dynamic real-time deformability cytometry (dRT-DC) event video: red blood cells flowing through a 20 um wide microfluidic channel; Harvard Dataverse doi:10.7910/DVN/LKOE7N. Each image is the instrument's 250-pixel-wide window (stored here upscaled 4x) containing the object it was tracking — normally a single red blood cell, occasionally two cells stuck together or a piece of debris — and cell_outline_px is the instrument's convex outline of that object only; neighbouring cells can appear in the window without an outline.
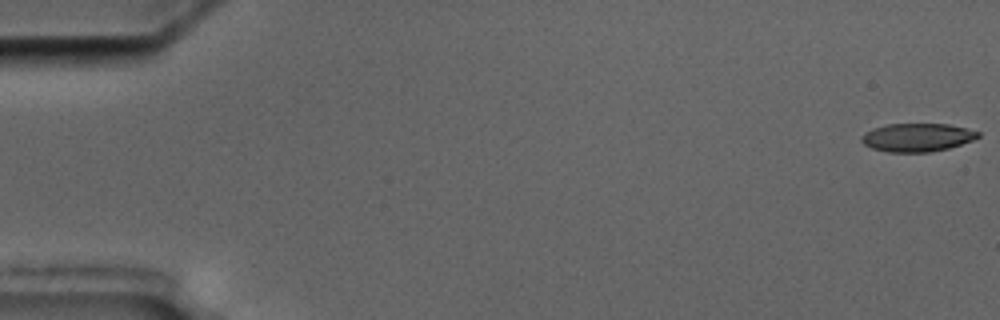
{"species": "common noctule bat (a hibernating species)", "species_latin": "Nyctalus noctula", "temperature_condition": "cold", "stored_images_in_passage": 6, "camera_frame_rate_fps": 3000, "um_per_image_px": 0.085, "animal": {"sex": "male", "body_mass_g": 17.5, "forearm_length_mm": 52.3}, "frame": {"image": 1, "passage_image": 1, "time_ms": 0.0, "image_size_px": [1000, 320], "cell_outline_px": [[980, 136], [972, 140], [948, 148], [928, 152], [888, 152], [872, 148], [864, 144], [860, 140], [860, 136], [864, 132], [872, 128], [888, 124], [948, 124], [980, 132]], "centroid_in_image_um": [77.91, 11.68], "position_along_channel_um": 7.1, "area_um2": 19.13}}
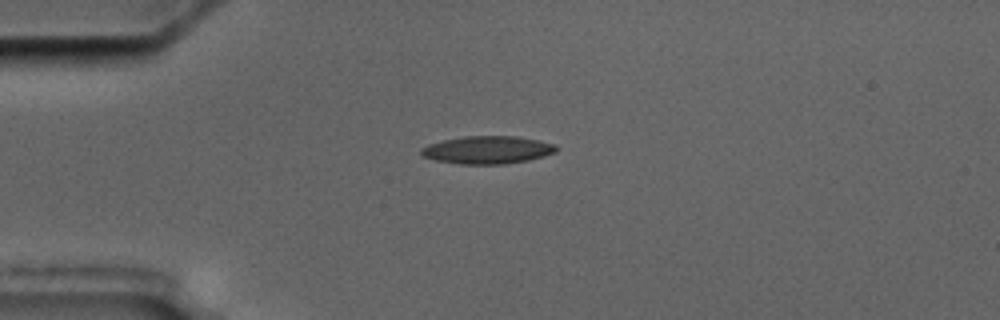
{"frame": {"image": 2, "passage_image": 4, "time_ms": 4.667, "image_size_px": [1000, 320], "cell_outline_px": [[556, 152], [544, 156], [528, 160], [504, 164], [460, 164], [436, 160], [420, 156], [420, 148], [428, 144], [444, 140], [464, 136], [516, 136], [540, 140], [556, 144]], "centroid_in_image_um": [41.42, 12.74], "position_along_channel_um": 43.6, "area_um2": 21.96}}
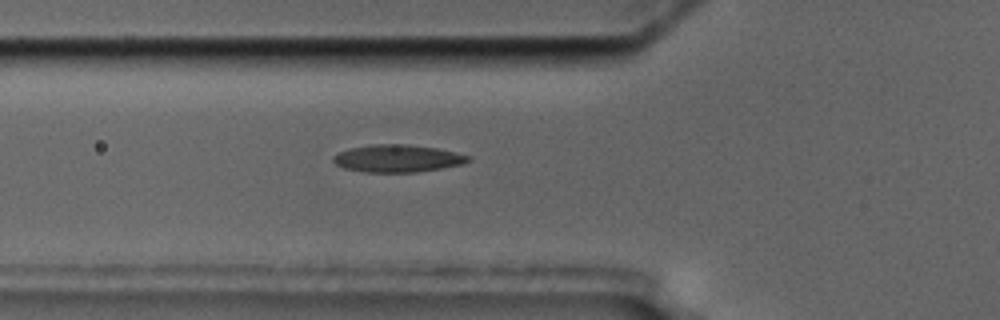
{"frame": {"image": 3, "passage_image": 6, "time_ms": 6.667, "image_size_px": [1000, 320], "cell_outline_px": [[472, 160], [464, 164], [416, 172], [364, 172], [344, 168], [336, 164], [332, 160], [332, 156], [340, 152], [352, 148], [372, 144], [408, 144], [436, 148], [472, 156]], "centroid_in_image_um": [33.81, 13.46], "position_along_channel_um": 92.0, "area_um2": 21.56}}